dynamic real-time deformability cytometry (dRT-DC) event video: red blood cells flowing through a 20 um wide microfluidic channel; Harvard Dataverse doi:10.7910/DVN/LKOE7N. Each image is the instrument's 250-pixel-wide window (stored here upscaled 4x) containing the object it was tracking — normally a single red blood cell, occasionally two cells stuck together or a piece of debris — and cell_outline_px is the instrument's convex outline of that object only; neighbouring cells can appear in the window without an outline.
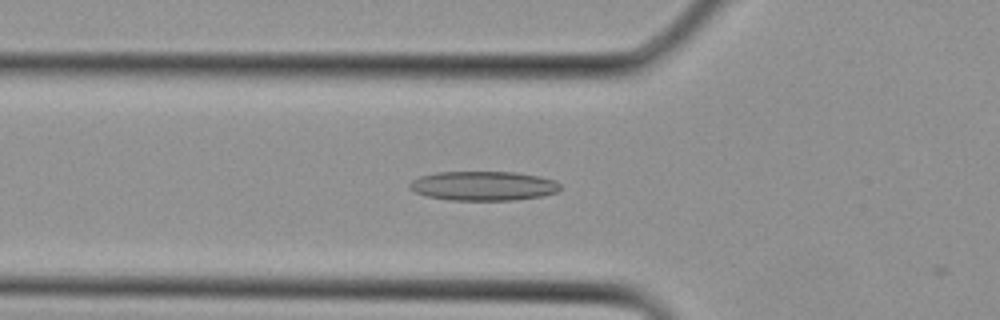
{"species": "Egyptian fruit bat (a non-hibernating species)", "species_latin": "Rousettus aegyptiacus", "temperature_condition": "cold", "stored_images_in_passage": 9, "camera_frame_rate_fps": 3000, "um_per_image_px": 0.085, "animal": {"sex": "female"}, "frame": {"image": 1, "passage_image": 8, "time_ms": 2.333, "image_size_px": [1000, 320], "cell_outline_px": [[560, 188], [556, 192], [544, 196], [516, 200], [448, 200], [428, 196], [416, 192], [408, 188], [408, 184], [412, 180], [420, 176], [436, 172], [516, 172], [540, 176], [556, 180], [560, 184]], "centroid_in_image_um": [41.1, 15.8], "position_along_channel_um": 84.7, "area_um2": 25.95}}